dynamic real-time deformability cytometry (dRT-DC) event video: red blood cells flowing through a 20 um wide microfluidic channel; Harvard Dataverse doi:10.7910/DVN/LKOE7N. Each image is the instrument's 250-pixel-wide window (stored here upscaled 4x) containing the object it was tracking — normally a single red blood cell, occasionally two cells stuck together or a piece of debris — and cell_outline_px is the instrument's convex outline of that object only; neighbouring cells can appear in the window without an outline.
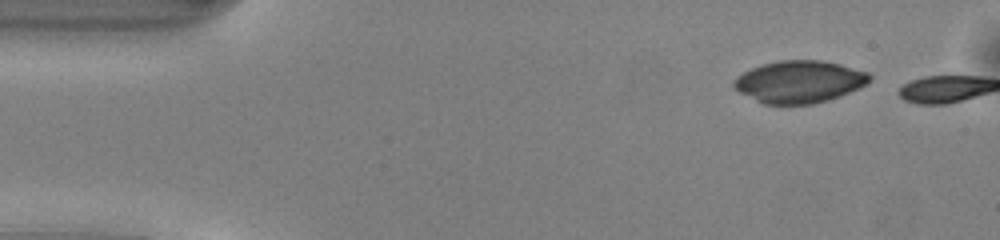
{"species": "common noctule bat (a hibernating species)", "species_latin": "Nyctalus noctula", "temperature_condition": "warm", "stored_images_in_passage": 2, "camera_frame_rate_fps": 3000, "um_per_image_px": 0.085, "animal": {"sex": "male", "body_mass_g": 13.0, "forearm_length_mm": 53.1}, "frame": {"image": 1, "passage_image": 1, "time_ms": 0.0, "image_size_px": [1000, 240], "cell_outline_px": [[864, 80], [860, 84], [840, 92], [828, 96], [812, 100], [776, 100], [740, 88], [740, 80], [752, 72], [776, 64], [828, 64], [864, 76]], "centroid_in_image_um": [68.0, 6.92], "position_along_channel_um": 17.0, "area_um2": 24.39}}